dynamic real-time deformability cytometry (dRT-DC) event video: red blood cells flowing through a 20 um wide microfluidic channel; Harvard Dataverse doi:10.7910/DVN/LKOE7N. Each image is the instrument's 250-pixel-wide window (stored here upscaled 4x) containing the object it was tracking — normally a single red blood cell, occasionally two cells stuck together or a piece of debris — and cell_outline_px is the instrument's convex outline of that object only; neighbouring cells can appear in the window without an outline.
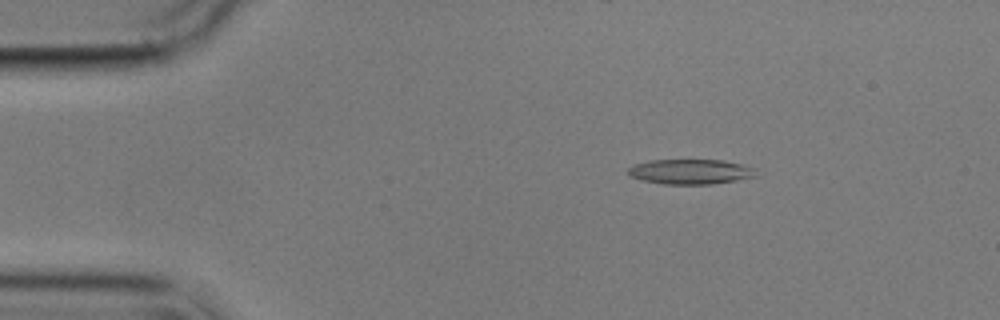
{"species": "common noctule bat (a hibernating species)", "species_latin": "Nyctalus noctula", "temperature_condition": "cold", "stored_images_in_passage": 5, "camera_frame_rate_fps": 3000, "um_per_image_px": 0.085, "animal": {"sex": "male", "body_mass_g": 17.9}, "frame": {"image": 1, "passage_image": 3, "time_ms": 2.0, "image_size_px": [1000, 320], "cell_outline_px": [[760, 176], [712, 184], [664, 184], [640, 180], [628, 176], [628, 168], [632, 164], [648, 160], [724, 160], [756, 168]], "centroid_in_image_um": [58.69, 14.59], "position_along_channel_um": 26.3, "area_um2": 18.96}}